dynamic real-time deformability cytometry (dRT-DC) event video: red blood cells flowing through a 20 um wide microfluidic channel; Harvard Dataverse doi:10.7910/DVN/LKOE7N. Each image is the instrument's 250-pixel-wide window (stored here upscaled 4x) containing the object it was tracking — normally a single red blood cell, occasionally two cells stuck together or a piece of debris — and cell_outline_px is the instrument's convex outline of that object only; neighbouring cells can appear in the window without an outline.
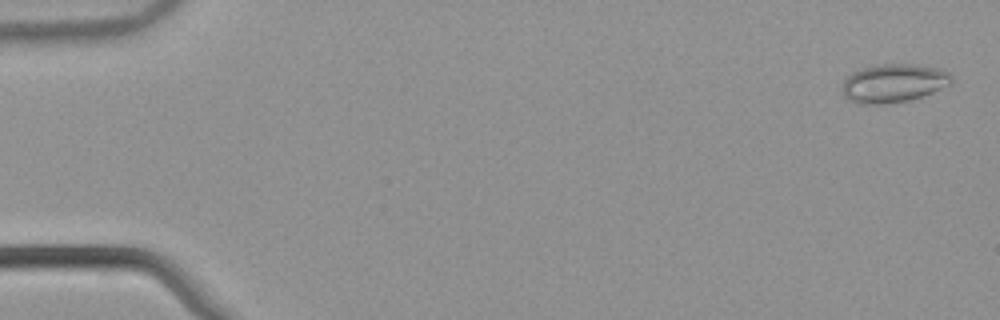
{"species": "common noctule bat (a hibernating species)", "species_latin": "Nyctalus noctula", "temperature_condition": "warm", "stored_images_in_passage": 48, "camera_frame_rate_fps": 3000, "um_per_image_px": 0.085, "animal": {"sex": "male", "body_mass_g": 21.5, "forearm_length_mm": 52.0}, "frame": {"image": 1, "passage_image": 2, "time_ms": 0.333, "image_size_px": [1000, 320], "cell_outline_px": [[952, 84], [932, 92], [908, 100], [884, 104], [860, 104], [848, 100], [844, 96], [840, 88], [844, 80], [852, 72], [876, 64], [916, 64], [940, 68], [948, 72], [952, 76]], "centroid_in_image_um": [75.93, 7.06], "position_along_channel_um": 9.1, "area_um2": 24.68}}
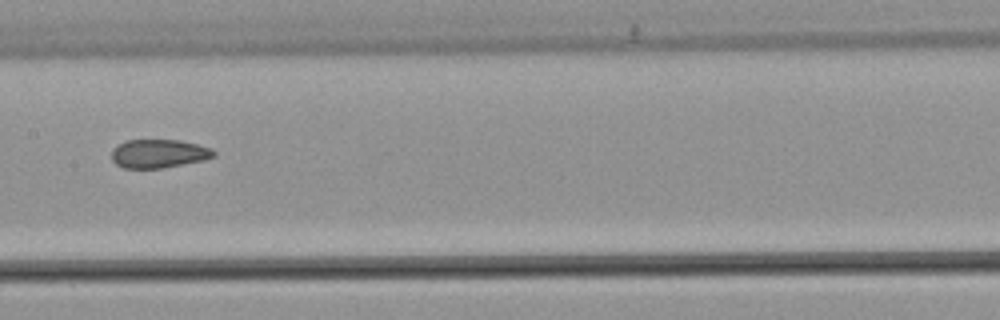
{"frame": {"image": 2, "passage_image": 28, "time_ms": 9.0, "image_size_px": [1000, 320], "cell_outline_px": [[216, 156], [204, 160], [164, 168], [124, 168], [116, 164], [112, 160], [112, 148], [128, 140], [180, 140], [212, 148], [216, 152]], "centroid_in_image_um": [13.52, 13.06], "position_along_channel_um": 193.9, "area_um2": 17.05}}
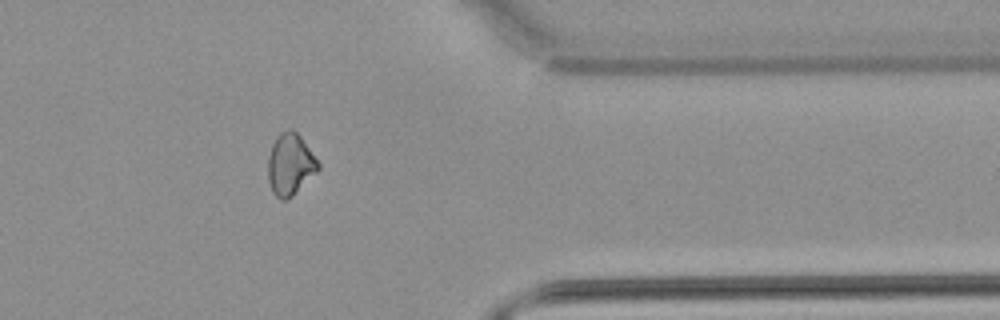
{"frame": {"image": 3, "passage_image": 44, "time_ms": 14.333, "image_size_px": [1000, 320], "cell_outline_px": [[320, 168], [288, 200], [280, 200], [272, 192], [268, 180], [268, 156], [272, 144], [276, 136], [280, 132], [288, 128], [292, 128], [300, 136], [320, 164]], "centroid_in_image_um": [24.64, 13.96], "position_along_channel_um": 386.8, "area_um2": 18.03}, "authors_computed_cell_mechanics": {"area_um2": 18.0625, "velocity_mm_per_s": 3.8853, "shape_relaxation_time_tau1_ms": null, "shape_relaxation_time_tau2_ms": 3.4872, "deformation_change_tau1": null, "deformation_change_tau2": 0.0909}}